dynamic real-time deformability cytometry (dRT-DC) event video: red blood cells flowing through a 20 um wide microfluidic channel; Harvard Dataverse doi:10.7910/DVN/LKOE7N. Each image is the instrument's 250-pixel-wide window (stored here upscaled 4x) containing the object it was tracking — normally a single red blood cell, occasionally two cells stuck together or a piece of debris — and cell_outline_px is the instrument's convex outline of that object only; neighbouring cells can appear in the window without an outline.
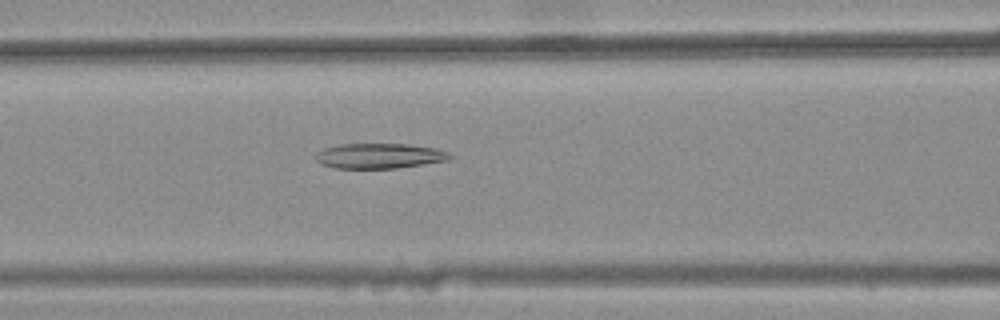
{"species": "common noctule bat (a hibernating species)", "species_latin": "Nyctalus noctula", "temperature_condition": "warm", "stored_images_in_passage": 36, "camera_frame_rate_fps": 3000, "um_per_image_px": 0.085, "animal": {"sex": "female", "body_mass_g": 25.1}, "frame": {"image": 1, "passage_image": 11, "time_ms": 3.333, "image_size_px": [1000, 320], "cell_outline_px": [[452, 156], [448, 160], [424, 164], [396, 168], [336, 168], [320, 164], [316, 160], [316, 152], [324, 148], [340, 144], [408, 144], [436, 148], [448, 152]], "centroid_in_image_um": [32.23, 13.25], "position_along_channel_um": 134.4, "area_um2": 19.65}}
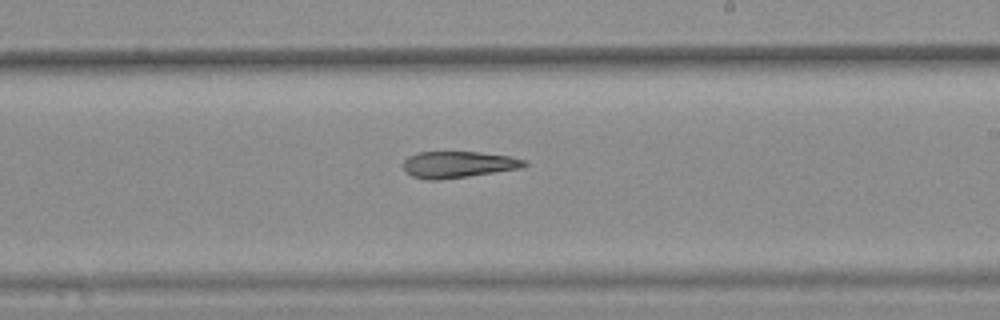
{"frame": {"image": 2, "passage_image": 20, "time_ms": 6.333, "image_size_px": [1000, 320], "cell_outline_px": [[528, 164], [520, 168], [468, 176], [440, 180], [428, 180], [412, 176], [404, 172], [404, 160], [408, 156], [416, 152], [480, 152], [512, 156], [524, 160]], "centroid_in_image_um": [38.91, 13.98], "position_along_channel_um": 250.1, "area_um2": 18.73}}
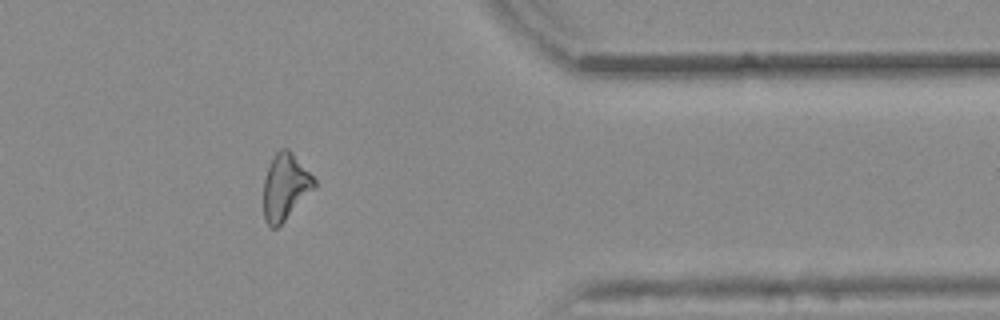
{"frame": {"image": 3, "passage_image": 32, "time_ms": 10.333, "image_size_px": [1000, 320], "cell_outline_px": [[316, 188], [276, 228], [272, 228], [264, 220], [264, 180], [268, 168], [276, 152], [280, 148], [288, 148], [292, 152], [316, 180]], "centroid_in_image_um": [24.26, 15.87], "position_along_channel_um": 387.1, "area_um2": 19.36}, "authors_computed_cell_mechanics": {"area_um2": 19.652, "velocity_mm_per_s": 3.873, "shape_relaxation_time_tau1_ms": null, "shape_relaxation_time_tau2_ms": 9.6657, "deformation_change_tau1": null, "deformation_change_tau2": 0.2253}}